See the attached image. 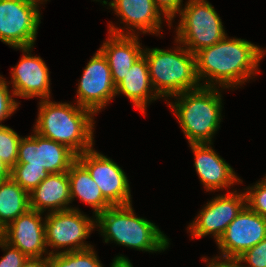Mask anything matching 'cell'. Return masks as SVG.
Masks as SVG:
<instances>
[{
	"instance_id": "2e32d148",
	"label": "cell",
	"mask_w": 266,
	"mask_h": 267,
	"mask_svg": "<svg viewBox=\"0 0 266 267\" xmlns=\"http://www.w3.org/2000/svg\"><path fill=\"white\" fill-rule=\"evenodd\" d=\"M42 216V212L29 209L4 228L3 240L27 257H49Z\"/></svg>"
},
{
	"instance_id": "ac0fdd59",
	"label": "cell",
	"mask_w": 266,
	"mask_h": 267,
	"mask_svg": "<svg viewBox=\"0 0 266 267\" xmlns=\"http://www.w3.org/2000/svg\"><path fill=\"white\" fill-rule=\"evenodd\" d=\"M109 37L99 50L106 57L113 82L117 86L132 65L143 55L144 47L138 35H118L108 32Z\"/></svg>"
},
{
	"instance_id": "7402d4cb",
	"label": "cell",
	"mask_w": 266,
	"mask_h": 267,
	"mask_svg": "<svg viewBox=\"0 0 266 267\" xmlns=\"http://www.w3.org/2000/svg\"><path fill=\"white\" fill-rule=\"evenodd\" d=\"M30 209L29 193L11 177L0 183V224L5 228Z\"/></svg>"
},
{
	"instance_id": "52a82bcc",
	"label": "cell",
	"mask_w": 266,
	"mask_h": 267,
	"mask_svg": "<svg viewBox=\"0 0 266 267\" xmlns=\"http://www.w3.org/2000/svg\"><path fill=\"white\" fill-rule=\"evenodd\" d=\"M95 228L96 217L91 218L76 207L47 213L45 216L46 246L47 249L48 247L58 249L49 250V255L93 247L85 240ZM62 248L65 250L59 251Z\"/></svg>"
},
{
	"instance_id": "4fadbf2b",
	"label": "cell",
	"mask_w": 266,
	"mask_h": 267,
	"mask_svg": "<svg viewBox=\"0 0 266 267\" xmlns=\"http://www.w3.org/2000/svg\"><path fill=\"white\" fill-rule=\"evenodd\" d=\"M76 160L77 155L68 147L34 132L21 138L15 166L44 167L50 174L64 173Z\"/></svg>"
},
{
	"instance_id": "6da1fadb",
	"label": "cell",
	"mask_w": 266,
	"mask_h": 267,
	"mask_svg": "<svg viewBox=\"0 0 266 267\" xmlns=\"http://www.w3.org/2000/svg\"><path fill=\"white\" fill-rule=\"evenodd\" d=\"M265 54L266 50L248 40L226 36L195 53L196 73L202 86L237 89L260 72Z\"/></svg>"
},
{
	"instance_id": "e0dca14e",
	"label": "cell",
	"mask_w": 266,
	"mask_h": 267,
	"mask_svg": "<svg viewBox=\"0 0 266 267\" xmlns=\"http://www.w3.org/2000/svg\"><path fill=\"white\" fill-rule=\"evenodd\" d=\"M212 143H190L194 154V167L200 183L207 192L229 189L243 181L234 169L212 147Z\"/></svg>"
},
{
	"instance_id": "5bb4252c",
	"label": "cell",
	"mask_w": 266,
	"mask_h": 267,
	"mask_svg": "<svg viewBox=\"0 0 266 267\" xmlns=\"http://www.w3.org/2000/svg\"><path fill=\"white\" fill-rule=\"evenodd\" d=\"M102 2L103 6L107 5L113 9L114 13L120 17V24H125L119 28L109 24L108 32L118 35H138L142 34L160 35L162 31V21L164 16L156 8L153 0H94ZM126 30H125V29ZM136 28V29H135ZM138 32H137V31ZM137 33V34H136Z\"/></svg>"
},
{
	"instance_id": "d6a6232c",
	"label": "cell",
	"mask_w": 266,
	"mask_h": 267,
	"mask_svg": "<svg viewBox=\"0 0 266 267\" xmlns=\"http://www.w3.org/2000/svg\"><path fill=\"white\" fill-rule=\"evenodd\" d=\"M110 267H133L130 260L124 255L115 256Z\"/></svg>"
},
{
	"instance_id": "f546056e",
	"label": "cell",
	"mask_w": 266,
	"mask_h": 267,
	"mask_svg": "<svg viewBox=\"0 0 266 267\" xmlns=\"http://www.w3.org/2000/svg\"><path fill=\"white\" fill-rule=\"evenodd\" d=\"M156 8L165 17L168 22V27L172 26V20L178 16L181 7L183 6V0H153Z\"/></svg>"
},
{
	"instance_id": "cb8c5ba5",
	"label": "cell",
	"mask_w": 266,
	"mask_h": 267,
	"mask_svg": "<svg viewBox=\"0 0 266 267\" xmlns=\"http://www.w3.org/2000/svg\"><path fill=\"white\" fill-rule=\"evenodd\" d=\"M49 175L50 173L44 167L14 166L11 169V178L28 193Z\"/></svg>"
},
{
	"instance_id": "8fae6325",
	"label": "cell",
	"mask_w": 266,
	"mask_h": 267,
	"mask_svg": "<svg viewBox=\"0 0 266 267\" xmlns=\"http://www.w3.org/2000/svg\"><path fill=\"white\" fill-rule=\"evenodd\" d=\"M115 90L108 61L98 49L83 70L76 91V104L97 114L116 97Z\"/></svg>"
},
{
	"instance_id": "7a4b0ae2",
	"label": "cell",
	"mask_w": 266,
	"mask_h": 267,
	"mask_svg": "<svg viewBox=\"0 0 266 267\" xmlns=\"http://www.w3.org/2000/svg\"><path fill=\"white\" fill-rule=\"evenodd\" d=\"M40 100L33 132L71 149L77 156L93 148L95 114L78 104Z\"/></svg>"
},
{
	"instance_id": "3957f363",
	"label": "cell",
	"mask_w": 266,
	"mask_h": 267,
	"mask_svg": "<svg viewBox=\"0 0 266 267\" xmlns=\"http://www.w3.org/2000/svg\"><path fill=\"white\" fill-rule=\"evenodd\" d=\"M217 87L201 86L177 94L168 106L184 133L188 143H213L222 119V94Z\"/></svg>"
},
{
	"instance_id": "484cf974",
	"label": "cell",
	"mask_w": 266,
	"mask_h": 267,
	"mask_svg": "<svg viewBox=\"0 0 266 267\" xmlns=\"http://www.w3.org/2000/svg\"><path fill=\"white\" fill-rule=\"evenodd\" d=\"M243 190H246V205L252 211L266 218V178H262L261 181Z\"/></svg>"
},
{
	"instance_id": "d6986e66",
	"label": "cell",
	"mask_w": 266,
	"mask_h": 267,
	"mask_svg": "<svg viewBox=\"0 0 266 267\" xmlns=\"http://www.w3.org/2000/svg\"><path fill=\"white\" fill-rule=\"evenodd\" d=\"M67 172L52 173L29 193L30 209L44 213L71 209Z\"/></svg>"
},
{
	"instance_id": "603a6c76",
	"label": "cell",
	"mask_w": 266,
	"mask_h": 267,
	"mask_svg": "<svg viewBox=\"0 0 266 267\" xmlns=\"http://www.w3.org/2000/svg\"><path fill=\"white\" fill-rule=\"evenodd\" d=\"M48 261L50 267H103L94 246L84 250L51 254Z\"/></svg>"
},
{
	"instance_id": "9c48e42d",
	"label": "cell",
	"mask_w": 266,
	"mask_h": 267,
	"mask_svg": "<svg viewBox=\"0 0 266 267\" xmlns=\"http://www.w3.org/2000/svg\"><path fill=\"white\" fill-rule=\"evenodd\" d=\"M77 159L87 168L103 197L112 206L132 204L128 177L117 163L94 147L78 155Z\"/></svg>"
},
{
	"instance_id": "836d02e7",
	"label": "cell",
	"mask_w": 266,
	"mask_h": 267,
	"mask_svg": "<svg viewBox=\"0 0 266 267\" xmlns=\"http://www.w3.org/2000/svg\"><path fill=\"white\" fill-rule=\"evenodd\" d=\"M11 177V168L0 159V183Z\"/></svg>"
},
{
	"instance_id": "f1b7e54d",
	"label": "cell",
	"mask_w": 266,
	"mask_h": 267,
	"mask_svg": "<svg viewBox=\"0 0 266 267\" xmlns=\"http://www.w3.org/2000/svg\"><path fill=\"white\" fill-rule=\"evenodd\" d=\"M0 247L5 254L0 258V267H22L28 258L18 248L8 244L5 240H0Z\"/></svg>"
},
{
	"instance_id": "8992f818",
	"label": "cell",
	"mask_w": 266,
	"mask_h": 267,
	"mask_svg": "<svg viewBox=\"0 0 266 267\" xmlns=\"http://www.w3.org/2000/svg\"><path fill=\"white\" fill-rule=\"evenodd\" d=\"M179 11L175 40L191 53L212 46L227 36L217 11L207 0H188Z\"/></svg>"
},
{
	"instance_id": "9a60e30c",
	"label": "cell",
	"mask_w": 266,
	"mask_h": 267,
	"mask_svg": "<svg viewBox=\"0 0 266 267\" xmlns=\"http://www.w3.org/2000/svg\"><path fill=\"white\" fill-rule=\"evenodd\" d=\"M33 46L14 48L23 52L19 63L11 68V91L17 97L50 99V74L45 61L31 54Z\"/></svg>"
},
{
	"instance_id": "ffe728a7",
	"label": "cell",
	"mask_w": 266,
	"mask_h": 267,
	"mask_svg": "<svg viewBox=\"0 0 266 267\" xmlns=\"http://www.w3.org/2000/svg\"><path fill=\"white\" fill-rule=\"evenodd\" d=\"M115 93L116 96L121 93L128 97L143 115H146L147 105L160 99L152 87L147 59L144 55L125 74L124 79L116 86Z\"/></svg>"
},
{
	"instance_id": "5b68a950",
	"label": "cell",
	"mask_w": 266,
	"mask_h": 267,
	"mask_svg": "<svg viewBox=\"0 0 266 267\" xmlns=\"http://www.w3.org/2000/svg\"><path fill=\"white\" fill-rule=\"evenodd\" d=\"M174 41L177 44L174 50L156 47L145 48L143 51L152 87L156 94L166 101L177 94L202 86L196 73L195 54L180 42Z\"/></svg>"
},
{
	"instance_id": "277c9868",
	"label": "cell",
	"mask_w": 266,
	"mask_h": 267,
	"mask_svg": "<svg viewBox=\"0 0 266 267\" xmlns=\"http://www.w3.org/2000/svg\"><path fill=\"white\" fill-rule=\"evenodd\" d=\"M99 227V228H97ZM105 243H116L145 252H162L170 245L169 238L151 221L137 217L132 204L112 206L96 216Z\"/></svg>"
},
{
	"instance_id": "83f0119b",
	"label": "cell",
	"mask_w": 266,
	"mask_h": 267,
	"mask_svg": "<svg viewBox=\"0 0 266 267\" xmlns=\"http://www.w3.org/2000/svg\"><path fill=\"white\" fill-rule=\"evenodd\" d=\"M8 86L7 81L0 75V125H2L1 122L12 116L20 104L14 99L15 95L9 91Z\"/></svg>"
},
{
	"instance_id": "d4e9b609",
	"label": "cell",
	"mask_w": 266,
	"mask_h": 267,
	"mask_svg": "<svg viewBox=\"0 0 266 267\" xmlns=\"http://www.w3.org/2000/svg\"><path fill=\"white\" fill-rule=\"evenodd\" d=\"M21 138L9 126L0 125V159L11 169L18 159V145Z\"/></svg>"
},
{
	"instance_id": "44dd1931",
	"label": "cell",
	"mask_w": 266,
	"mask_h": 267,
	"mask_svg": "<svg viewBox=\"0 0 266 267\" xmlns=\"http://www.w3.org/2000/svg\"><path fill=\"white\" fill-rule=\"evenodd\" d=\"M67 175L70 182L71 203L75 198H79L81 202L92 207L95 217L112 207L103 197L87 168L78 159L70 166Z\"/></svg>"
},
{
	"instance_id": "4316f807",
	"label": "cell",
	"mask_w": 266,
	"mask_h": 267,
	"mask_svg": "<svg viewBox=\"0 0 266 267\" xmlns=\"http://www.w3.org/2000/svg\"><path fill=\"white\" fill-rule=\"evenodd\" d=\"M235 261L238 267H266V238L245 251Z\"/></svg>"
},
{
	"instance_id": "4dcf8cb0",
	"label": "cell",
	"mask_w": 266,
	"mask_h": 267,
	"mask_svg": "<svg viewBox=\"0 0 266 267\" xmlns=\"http://www.w3.org/2000/svg\"><path fill=\"white\" fill-rule=\"evenodd\" d=\"M202 261L207 262V267H238L236 264V261L231 260H221L217 258H210L207 259L205 257H202Z\"/></svg>"
},
{
	"instance_id": "e575fe53",
	"label": "cell",
	"mask_w": 266,
	"mask_h": 267,
	"mask_svg": "<svg viewBox=\"0 0 266 267\" xmlns=\"http://www.w3.org/2000/svg\"><path fill=\"white\" fill-rule=\"evenodd\" d=\"M4 236V228L0 224V240L3 239Z\"/></svg>"
},
{
	"instance_id": "ba28073f",
	"label": "cell",
	"mask_w": 266,
	"mask_h": 267,
	"mask_svg": "<svg viewBox=\"0 0 266 267\" xmlns=\"http://www.w3.org/2000/svg\"><path fill=\"white\" fill-rule=\"evenodd\" d=\"M43 0H0V41L12 48L34 46ZM40 3V4H39Z\"/></svg>"
},
{
	"instance_id": "30bf717a",
	"label": "cell",
	"mask_w": 266,
	"mask_h": 267,
	"mask_svg": "<svg viewBox=\"0 0 266 267\" xmlns=\"http://www.w3.org/2000/svg\"><path fill=\"white\" fill-rule=\"evenodd\" d=\"M217 195L204 205L197 217L187 227L193 238L212 235L215 242L223 235L228 225L246 205V193L228 191Z\"/></svg>"
},
{
	"instance_id": "1f68e13d",
	"label": "cell",
	"mask_w": 266,
	"mask_h": 267,
	"mask_svg": "<svg viewBox=\"0 0 266 267\" xmlns=\"http://www.w3.org/2000/svg\"><path fill=\"white\" fill-rule=\"evenodd\" d=\"M22 267H50L48 257H28Z\"/></svg>"
},
{
	"instance_id": "7c38bea8",
	"label": "cell",
	"mask_w": 266,
	"mask_h": 267,
	"mask_svg": "<svg viewBox=\"0 0 266 267\" xmlns=\"http://www.w3.org/2000/svg\"><path fill=\"white\" fill-rule=\"evenodd\" d=\"M265 238L266 218L245 205L216 242L221 253L214 258L235 261Z\"/></svg>"
}]
</instances>
